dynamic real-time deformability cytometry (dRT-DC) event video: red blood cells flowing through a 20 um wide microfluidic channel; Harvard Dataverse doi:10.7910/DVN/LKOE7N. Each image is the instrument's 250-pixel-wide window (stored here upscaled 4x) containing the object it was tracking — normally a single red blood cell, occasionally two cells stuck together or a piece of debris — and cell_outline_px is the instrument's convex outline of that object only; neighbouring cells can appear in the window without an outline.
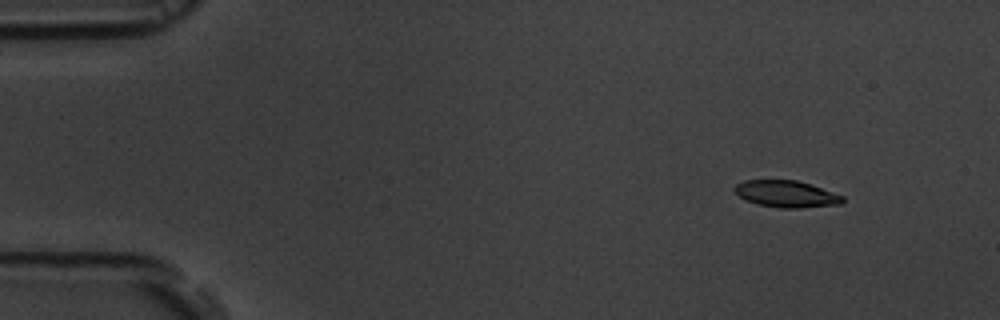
{"species": "common noctule bat (a hibernating species)", "species_latin": "Nyctalus noctula", "temperature_condition": "room temperature", "stored_images_in_passage": 5, "camera_frame_rate_fps": 3000, "um_per_image_px": 0.085, "animal": {"sex": "male", "body_mass_g": 19.5, "forearm_length_mm": 54.6}, "frame": {"image": 1, "passage_image": 2, "time_ms": 1.333, "image_size_px": [1000, 320], "cell_outline_px": [[844, 200], [840, 204], [800, 208], [780, 208], [756, 204], [732, 192], [732, 188], [736, 184], [744, 180], [796, 180], [844, 196]], "centroid_in_image_um": [66.78, 16.49], "position_along_channel_um": 18.2, "area_um2": 16.76}}
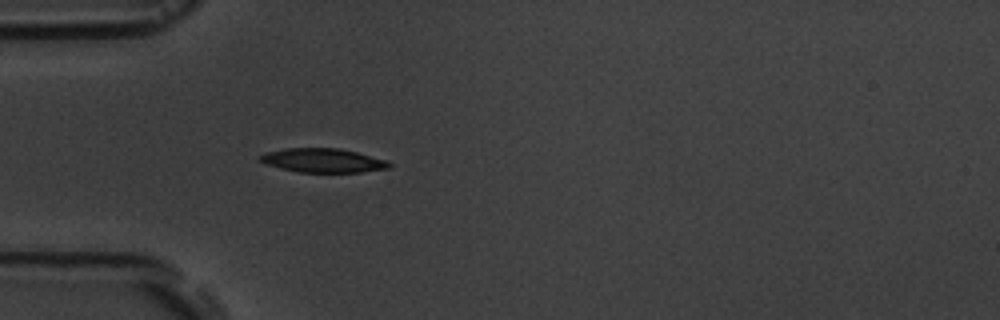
{"frame": {"image": 2, "passage_image": 5, "time_ms": 5.0, "image_size_px": [1000, 320], "cell_outline_px": [[392, 168], [360, 172], [300, 172], [280, 168], [264, 164], [256, 156], [264, 152], [284, 148], [340, 148], [356, 152], [384, 160], [392, 164]], "centroid_in_image_um": [27.39, 13.63], "position_along_channel_um": 57.6, "area_um2": 18.15}}